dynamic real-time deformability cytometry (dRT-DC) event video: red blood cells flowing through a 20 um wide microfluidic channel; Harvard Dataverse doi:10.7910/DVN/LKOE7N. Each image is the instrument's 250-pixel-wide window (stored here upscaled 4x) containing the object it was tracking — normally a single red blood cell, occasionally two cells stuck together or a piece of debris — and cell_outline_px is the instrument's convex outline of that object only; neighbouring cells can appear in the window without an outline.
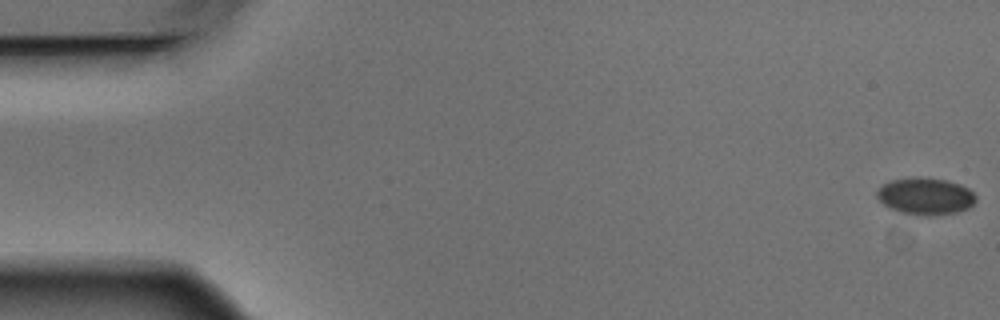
{"species": "Egyptian fruit bat (a non-hibernating species)", "species_latin": "Rousettus aegyptiacus", "temperature_condition": "warm", "stored_images_in_passage": 5, "camera_frame_rate_fps": 3000, "um_per_image_px": 0.085, "animal": {"sex": "male"}, "frame": {"image": 1, "passage_image": 1, "time_ms": 0.0, "image_size_px": [1000, 320], "cell_outline_px": [[976, 200], [968, 208], [956, 212], [932, 216], [924, 216], [900, 212], [888, 208], [876, 196], [876, 192], [884, 184], [892, 180], [916, 176], [920, 176], [948, 180], [960, 184], [968, 188], [976, 196]], "centroid_in_image_um": [78.66, 16.67], "position_along_channel_um": 6.3, "area_um2": 21.44}}
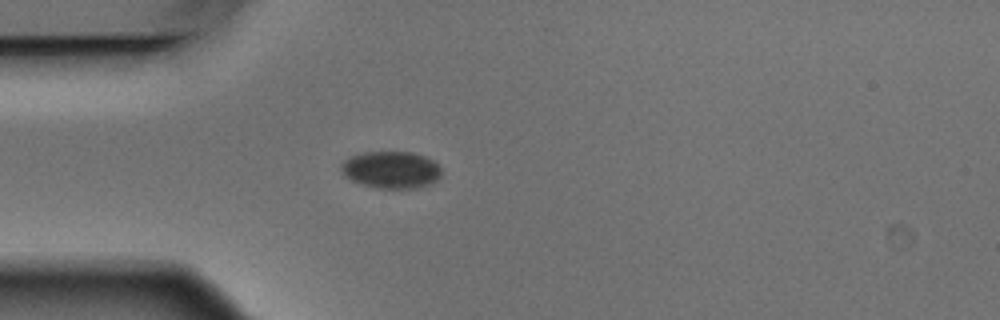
{"frame": {"image": 2, "passage_image": 5, "time_ms": 1.333, "image_size_px": [1000, 320], "cell_outline_px": [[440, 176], [432, 184], [420, 188], [376, 188], [360, 184], [344, 176], [340, 168], [340, 164], [344, 160], [352, 156], [364, 152], [412, 152], [424, 156], [432, 160], [440, 168]], "centroid_in_image_um": [33.23, 14.44], "position_along_channel_um": 51.8, "area_um2": 21.73}}